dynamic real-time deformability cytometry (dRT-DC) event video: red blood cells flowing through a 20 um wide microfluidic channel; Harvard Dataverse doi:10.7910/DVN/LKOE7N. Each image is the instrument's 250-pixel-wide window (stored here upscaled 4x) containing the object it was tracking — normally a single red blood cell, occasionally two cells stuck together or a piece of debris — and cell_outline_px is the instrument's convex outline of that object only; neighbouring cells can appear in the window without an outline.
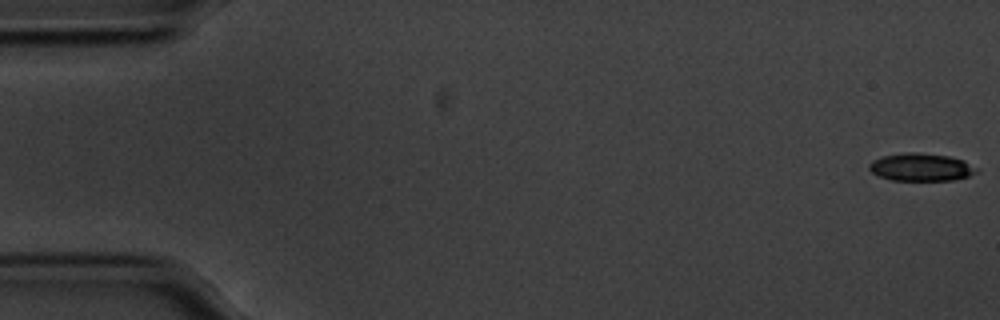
{"species": "common noctule bat (a hibernating species)", "species_latin": "Nyctalus noctula", "temperature_condition": "cold", "stored_images_in_passage": 15, "camera_frame_rate_fps": 3000, "um_per_image_px": 0.085, "animal": {"sex": "male", "body_mass_g": 20.1, "forearm_length_mm": 53.5}, "frame": {"image": 1, "passage_image": 1, "time_ms": 0.0, "image_size_px": [1000, 320], "cell_outline_px": [[964, 176], [936, 180], [904, 180], [888, 176], [896, 156], [936, 156], [956, 160], [964, 168]], "centroid_in_image_um": [78.66, 14.3], "position_along_channel_um": 6.3, "area_um2": 11.21}}
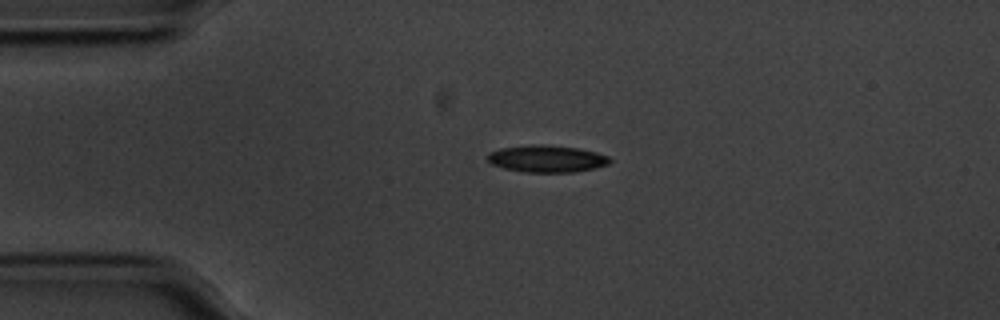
{"frame": {"image": 2, "passage_image": 13, "time_ms": 4.0, "image_size_px": [1000, 320], "cell_outline_px": [[604, 160], [600, 164], [584, 168], [520, 168], [504, 164], [492, 160], [492, 156], [504, 152], [524, 148], [560, 148], [584, 152], [600, 156]], "centroid_in_image_um": [46.55, 13.47], "position_along_channel_um": 38.4, "area_um2": 12.89}}